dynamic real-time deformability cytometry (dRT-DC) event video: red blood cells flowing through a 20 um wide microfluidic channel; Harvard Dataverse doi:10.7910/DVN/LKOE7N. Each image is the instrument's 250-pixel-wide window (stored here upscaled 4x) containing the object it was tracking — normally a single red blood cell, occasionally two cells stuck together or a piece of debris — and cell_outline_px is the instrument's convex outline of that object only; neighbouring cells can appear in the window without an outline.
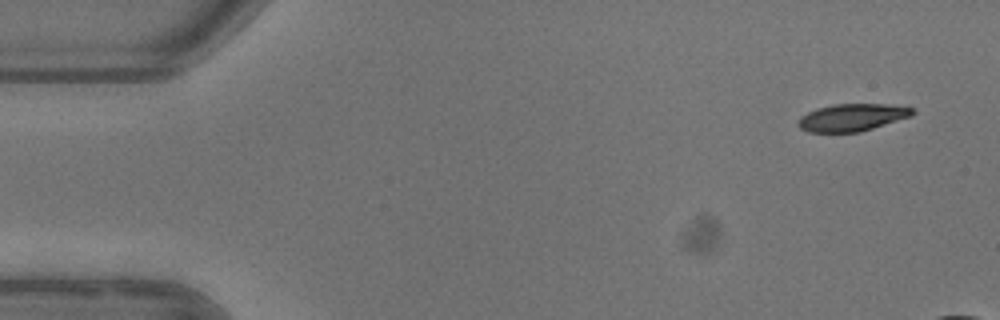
{"species": "common noctule bat (a hibernating species)", "species_latin": "Nyctalus noctula", "temperature_condition": "warm", "stored_images_in_passage": 4, "camera_frame_rate_fps": 3000, "um_per_image_px": 0.085, "animal": {"sex": "female"}, "frame": {"image": 1, "passage_image": 1, "time_ms": 0.0, "image_size_px": [1000, 320], "cell_outline_px": [[916, 112], [912, 116], [860, 132], [808, 132], [800, 128], [796, 124], [800, 116], [816, 108], [832, 104], [888, 104], [916, 108]], "centroid_in_image_um": [72.44, 9.97], "position_along_channel_um": 12.6, "area_um2": 18.44}}